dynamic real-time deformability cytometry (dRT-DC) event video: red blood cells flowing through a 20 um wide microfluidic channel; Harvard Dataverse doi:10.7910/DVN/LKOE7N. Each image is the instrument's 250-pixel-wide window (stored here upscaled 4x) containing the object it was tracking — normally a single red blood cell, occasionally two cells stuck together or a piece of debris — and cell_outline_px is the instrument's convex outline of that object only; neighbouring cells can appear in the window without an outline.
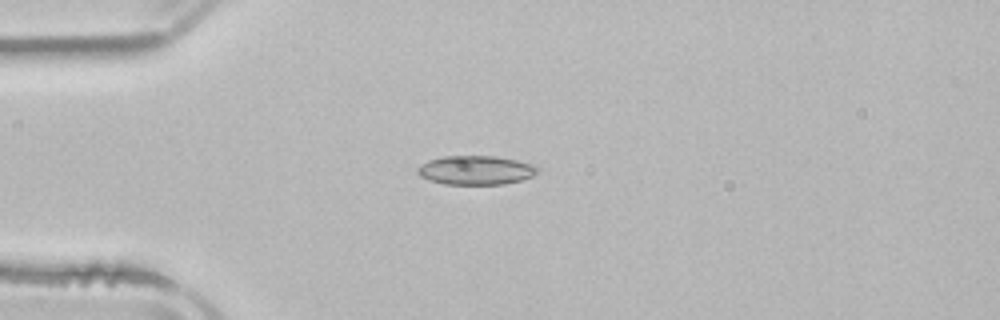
{"species": "common noctule bat (a hibernating species)", "species_latin": "Nyctalus noctula", "temperature_condition": "room temperature", "stored_images_in_passage": 4, "camera_frame_rate_fps": 3000, "um_per_image_px": 0.085, "animal": {"sex": "male", "body_mass_g": 21.5, "forearm_length_mm": 52.0}, "frame": {"image": 1, "passage_image": 4, "time_ms": 4.333, "image_size_px": [1000, 320], "cell_outline_px": [[540, 168], [532, 176], [520, 180], [504, 184], [444, 184], [420, 176], [416, 172], [416, 168], [420, 164], [428, 160], [444, 156], [496, 156], [536, 164]], "centroid_in_image_um": [40.44, 14.45], "position_along_channel_um": 44.6, "area_um2": 20.35}}